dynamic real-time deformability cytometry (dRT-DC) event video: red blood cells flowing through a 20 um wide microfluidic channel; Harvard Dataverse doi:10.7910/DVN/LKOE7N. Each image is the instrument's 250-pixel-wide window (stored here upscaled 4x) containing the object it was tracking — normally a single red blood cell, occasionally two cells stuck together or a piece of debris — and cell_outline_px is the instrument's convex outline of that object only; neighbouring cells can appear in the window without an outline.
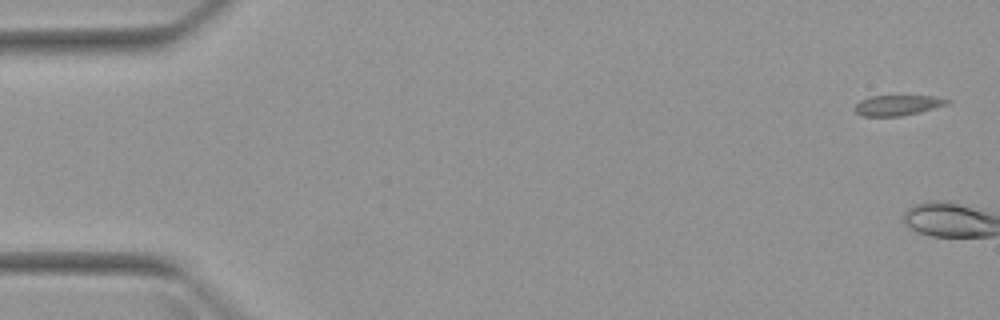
{"species": "Egyptian fruit bat (a non-hibernating species)", "species_latin": "Rousettus aegyptiacus", "temperature_condition": "warm", "stored_images_in_passage": 5, "segment_of_instrument_passage": [1, 2], "camera_frame_rate_fps": 3000, "um_per_image_px": 0.085, "animal": {"sex": "female"}, "frame": {"image": 1, "passage_image": 1, "time_ms": 0.0, "image_size_px": [1000, 320], "cell_outline_px": [[952, 100], [948, 104], [920, 112], [900, 116], [864, 116], [856, 112], [852, 108], [860, 100], [868, 96], [936, 96]], "centroid_in_image_um": [76.29, 8.94], "position_along_channel_um": 8.7, "area_um2": 11.04}}